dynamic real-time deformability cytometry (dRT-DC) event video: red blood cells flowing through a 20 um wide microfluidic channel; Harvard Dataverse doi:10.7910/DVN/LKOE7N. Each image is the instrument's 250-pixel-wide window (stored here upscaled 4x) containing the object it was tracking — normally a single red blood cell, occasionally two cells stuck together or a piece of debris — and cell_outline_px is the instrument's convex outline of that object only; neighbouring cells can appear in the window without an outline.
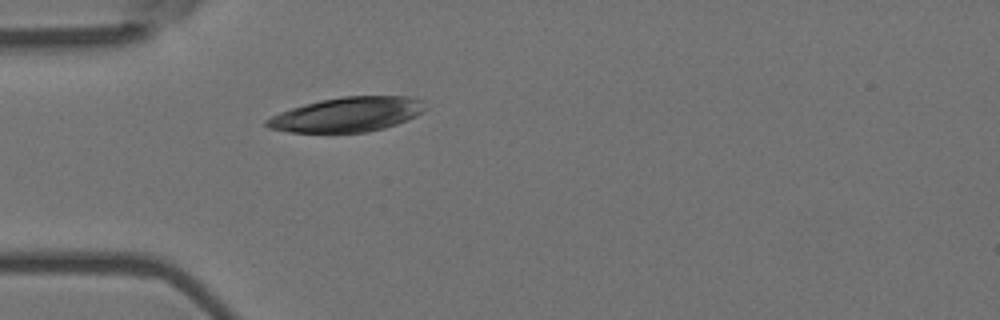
{"species": "Egyptian fruit bat (a non-hibernating species)", "species_latin": "Rousettus aegyptiacus", "temperature_condition": "room temperature", "stored_images_in_passage": 5, "camera_frame_rate_fps": 3000, "um_per_image_px": 0.085, "animal": {"sex": "female"}, "frame": {"image": 1, "passage_image": 5, "time_ms": 1.333, "image_size_px": [1000, 320], "cell_outline_px": [[428, 108], [424, 112], [408, 120], [384, 128], [368, 132], [288, 132], [268, 128], [264, 124], [264, 120], [280, 112], [304, 104], [320, 100], [344, 96], [408, 96], [424, 100]], "centroid_in_image_um": [29.56, 9.72], "position_along_channel_um": 55.4, "area_um2": 32.19}}